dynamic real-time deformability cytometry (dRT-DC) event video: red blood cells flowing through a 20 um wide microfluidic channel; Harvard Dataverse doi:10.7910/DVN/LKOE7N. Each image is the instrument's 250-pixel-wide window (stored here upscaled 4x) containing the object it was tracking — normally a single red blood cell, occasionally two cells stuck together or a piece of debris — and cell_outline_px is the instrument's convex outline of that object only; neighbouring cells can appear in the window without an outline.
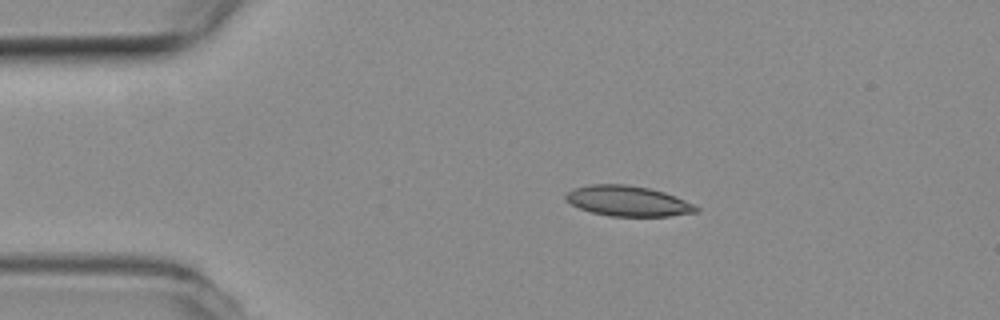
{"species": "common noctule bat (a hibernating species)", "species_latin": "Nyctalus noctula", "temperature_condition": "room temperature", "stored_images_in_passage": 52, "camera_frame_rate_fps": 3000, "um_per_image_px": 0.085, "animal": {"sex": "female", "body_mass_g": 19.3, "forearm_length_mm": 54.1}, "frame": {"image": 1, "passage_image": 9, "time_ms": 2.667, "image_size_px": [1000, 320], "cell_outline_px": [[700, 212], [668, 216], [608, 216], [592, 212], [580, 208], [564, 200], [564, 196], [572, 188], [588, 184], [624, 184], [648, 188], [664, 192], [684, 200], [700, 208]], "centroid_in_image_um": [53.34, 17.08], "position_along_channel_um": 31.7, "area_um2": 23.06}}
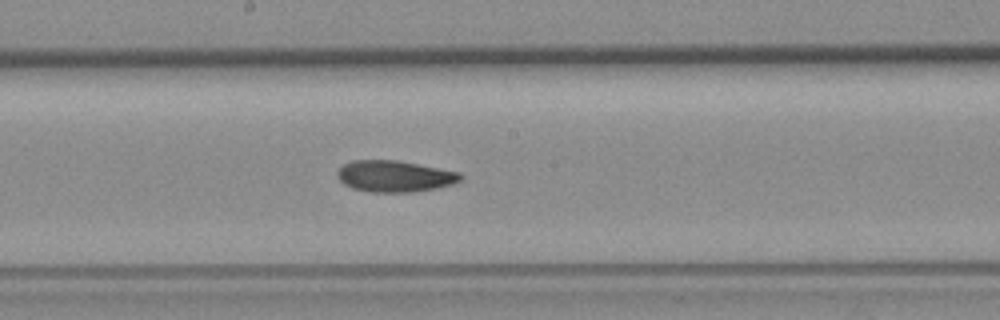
{"frame": {"image": 2, "passage_image": 27, "time_ms": 8.667, "image_size_px": [1000, 320], "cell_outline_px": [[464, 176], [460, 180], [452, 184], [436, 188], [412, 192], [368, 192], [352, 188], [344, 184], [336, 176], [336, 172], [344, 164], [352, 160], [396, 160], [460, 172]], "centroid_in_image_um": [33.52, 14.98], "position_along_channel_um": 214.7, "area_um2": 22.54}}
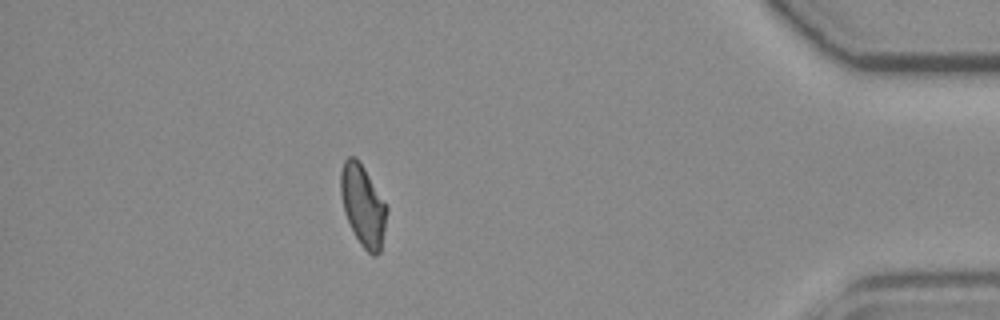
{"frame": {"image": 3, "passage_image": 46, "time_ms": 15.0, "image_size_px": [1000, 320], "cell_outline_px": [[388, 208], [384, 232], [380, 252], [376, 256], [372, 256], [360, 244], [344, 212], [340, 192], [340, 172], [344, 160], [348, 156], [356, 156], [364, 168]], "centroid_in_image_um": [30.84, 17.45], "position_along_channel_um": 404.4, "area_um2": 21.62}, "authors_computed_cell_mechanics": {"area_um2": 22.4264, "velocity_mm_per_s": 3.8113, "shape_relaxation_time_tau1_ms": 11.0121, "shape_relaxation_time_tau2_ms": 9.5541, "deformation_change_tau1": 0.2253, "deformation_change_tau2": 0.1611}}